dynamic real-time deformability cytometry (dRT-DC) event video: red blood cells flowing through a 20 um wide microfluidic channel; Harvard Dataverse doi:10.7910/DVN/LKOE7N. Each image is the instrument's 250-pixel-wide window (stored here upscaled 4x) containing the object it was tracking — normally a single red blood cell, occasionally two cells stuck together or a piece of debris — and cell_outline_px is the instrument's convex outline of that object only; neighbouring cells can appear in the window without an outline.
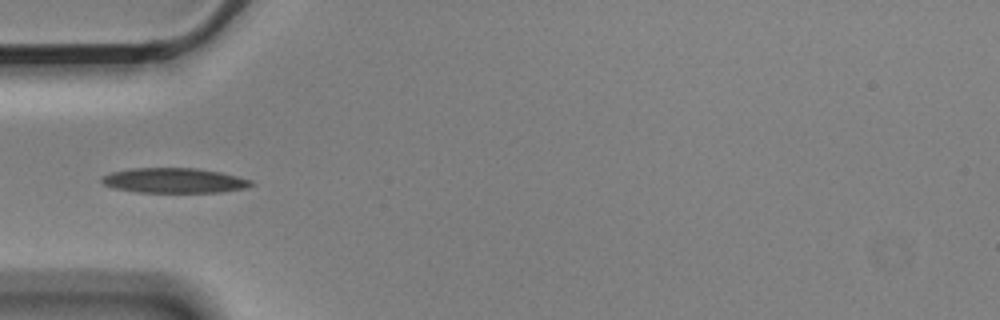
{"species": "Egyptian fruit bat (a non-hibernating species)", "species_latin": "Rousettus aegyptiacus", "temperature_condition": "cold", "stored_images_in_passage": 12, "camera_frame_rate_fps": 3000, "um_per_image_px": 0.085, "animal": {"sex": "male"}, "frame": {"image": 1, "passage_image": 2, "time_ms": 0.333, "image_size_px": [1000, 320], "cell_outline_px": [[256, 184], [248, 188], [220, 192], [136, 192], [112, 188], [104, 184], [100, 180], [104, 176], [112, 172], [132, 168], [196, 168], [220, 172], [252, 180]], "centroid_in_image_um": [14.84, 15.35], "position_along_channel_um": 70.2, "area_um2": 21.79}}
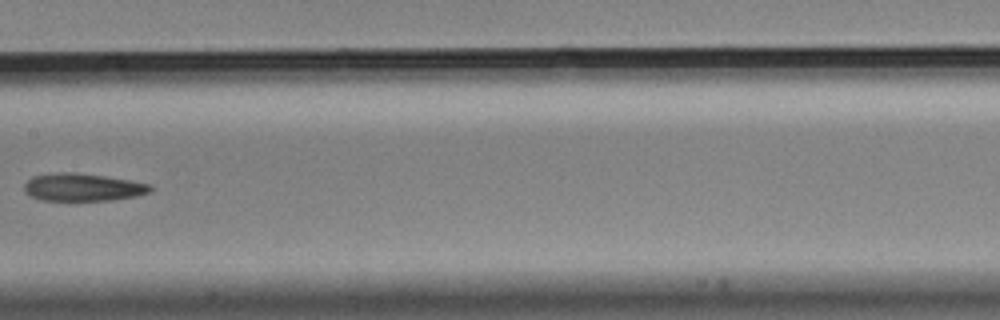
{"frame": {"image": 2, "passage_image": 5, "time_ms": 1.333, "image_size_px": [1000, 320], "cell_outline_px": [[152, 192], [136, 196], [112, 200], [68, 204], [40, 200], [24, 192], [24, 184], [32, 176], [60, 172], [68, 172], [104, 176], [152, 184]], "centroid_in_image_um": [7.01, 15.98], "position_along_channel_um": 200.4, "area_um2": 21.27}}
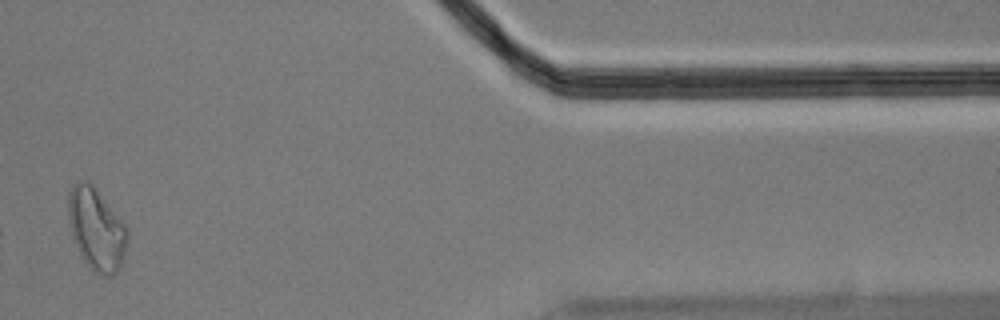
{"frame": {"image": 3, "passage_image": 10, "time_ms": 3.0, "image_size_px": [1000, 320], "cell_outline_px": [[128, 244], [124, 256], [116, 272], [108, 276], [100, 276], [92, 272], [80, 256], [76, 248], [68, 224], [68, 192], [72, 184], [76, 180], [88, 180], [96, 188], [128, 228]], "centroid_in_image_um": [8.17, 19.47], "position_along_channel_um": 403.2, "area_um2": 28.9}}